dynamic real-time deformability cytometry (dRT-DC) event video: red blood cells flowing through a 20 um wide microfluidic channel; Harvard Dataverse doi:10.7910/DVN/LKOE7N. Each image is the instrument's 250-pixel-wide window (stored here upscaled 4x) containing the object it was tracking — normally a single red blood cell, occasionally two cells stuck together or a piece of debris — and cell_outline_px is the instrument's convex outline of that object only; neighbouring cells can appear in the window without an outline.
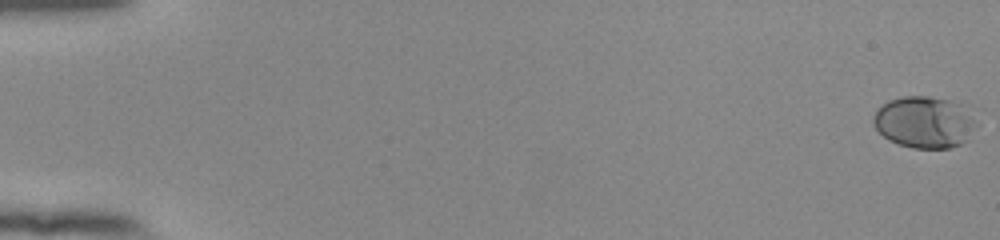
{"species": "human", "species_latin": "Homo sapiens", "temperature_condition": "room temperature", "stored_images_in_passage": 56, "camera_frame_rate_fps": 3000, "um_per_image_px": 0.085, "donor": {"sex": "female"}, "frame": {"image": 1, "passage_image": 1, "time_ms": 0.0, "image_size_px": [1000, 240], "cell_outline_px": [[980, 124], [968, 140], [960, 144], [948, 148], [912, 148], [888, 140], [872, 124], [872, 116], [888, 100], [904, 96], [928, 96], [948, 100], [964, 104], [972, 108], [976, 112]], "centroid_in_image_um": [78.69, 10.37], "position_along_channel_um": 6.3, "area_um2": 31.91}}
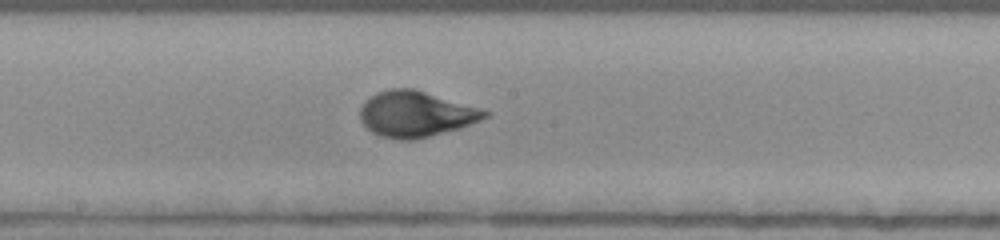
{"frame": {"image": 2, "passage_image": 32, "time_ms": 10.333, "image_size_px": [1000, 240], "cell_outline_px": [[492, 112], [488, 116], [480, 120], [460, 128], [412, 140], [400, 140], [380, 136], [372, 132], [360, 120], [360, 108], [364, 100], [376, 92], [392, 88], [416, 88], [480, 108]], "centroid_in_image_um": [35.33, 9.67], "position_along_channel_um": 212.9, "area_um2": 33.41}}
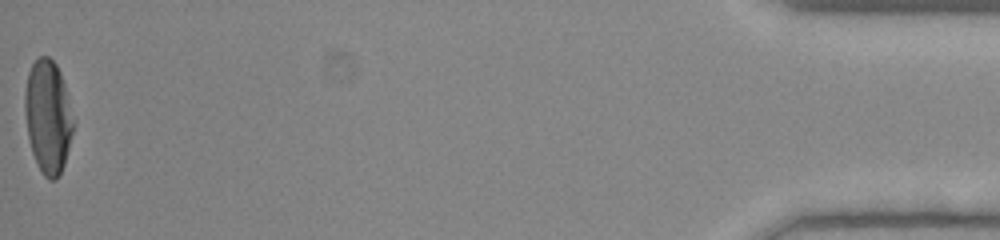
{"frame": {"image": 3, "passage_image": 56, "time_ms": 18.333, "image_size_px": [1000, 240], "cell_outline_px": [[76, 120], [64, 164], [56, 180], [48, 180], [44, 176], [32, 152], [28, 136], [24, 108], [24, 92], [28, 72], [32, 64], [40, 56], [48, 56], [56, 64], [60, 72]], "centroid_in_image_um": [4.09, 9.89], "position_along_channel_um": 431.1, "area_um2": 32.14}, "authors_computed_cell_mechanics": {"area_um2": 31.1542, "velocity_mm_per_s": 3.8448, "shape_relaxation_time_tau1_ms": 4.8601, "shape_relaxation_time_tau2_ms": null, "deformation_change_tau1": 0.2033, "deformation_change_tau2": null}}